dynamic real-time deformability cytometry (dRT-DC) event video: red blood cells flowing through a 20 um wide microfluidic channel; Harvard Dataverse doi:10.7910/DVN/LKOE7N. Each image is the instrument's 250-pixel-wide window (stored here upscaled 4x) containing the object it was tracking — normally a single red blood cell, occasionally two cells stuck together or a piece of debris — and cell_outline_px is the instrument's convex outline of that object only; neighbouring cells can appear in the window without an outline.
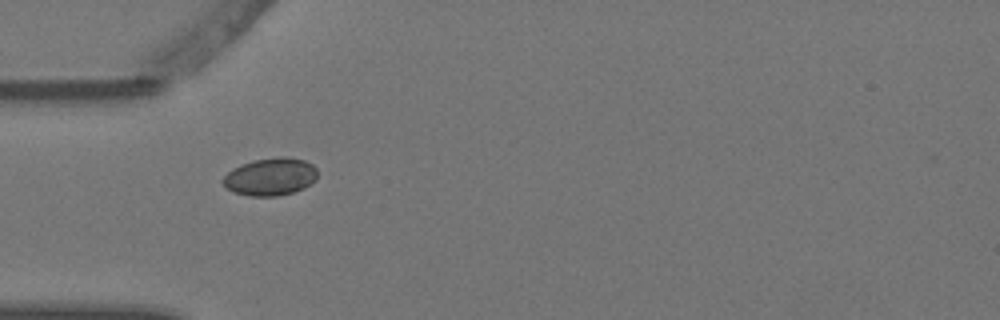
{"species": "Egyptian fruit bat (a non-hibernating species)", "species_latin": "Rousettus aegyptiacus", "temperature_condition": "warm", "stored_images_in_passage": 2, "camera_frame_rate_fps": 3000, "um_per_image_px": 0.085, "animal": {"sex": "female"}, "frame": {"image": 1, "passage_image": 1, "time_ms": 0.0, "image_size_px": [1000, 320], "cell_outline_px": [[316, 180], [304, 188], [292, 192], [276, 196], [248, 196], [232, 192], [220, 180], [232, 168], [240, 164], [256, 160], [280, 156], [284, 156], [304, 160], [312, 164], [316, 168]], "centroid_in_image_um": [22.96, 15.02], "position_along_channel_um": 62.0, "area_um2": 20.75}}